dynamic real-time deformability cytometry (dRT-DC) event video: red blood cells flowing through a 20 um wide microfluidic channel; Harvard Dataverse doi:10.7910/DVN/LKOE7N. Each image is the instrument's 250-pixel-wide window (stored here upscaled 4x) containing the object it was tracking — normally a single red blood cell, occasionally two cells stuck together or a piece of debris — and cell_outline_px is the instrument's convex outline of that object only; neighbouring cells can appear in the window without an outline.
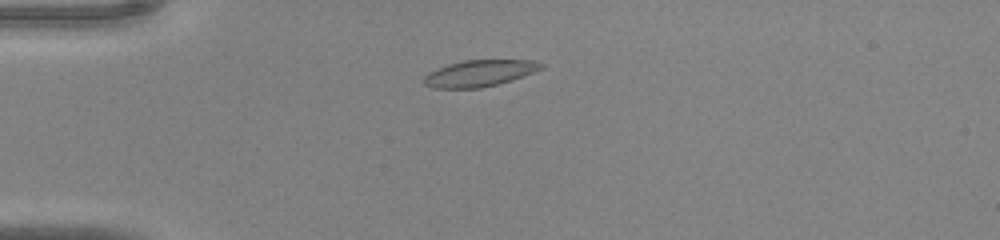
{"species": "common noctule bat (a hibernating species)", "species_latin": "Nyctalus noctula", "temperature_condition": "warm", "stored_images_in_passage": 35, "camera_frame_rate_fps": 3000, "um_per_image_px": 0.085, "animal": {"sex": "male", "body_mass_g": 20.0, "forearm_length_mm": 53.3}, "frame": {"image": 1, "passage_image": 2, "time_ms": 0.333, "image_size_px": [1000, 240], "cell_outline_px": [[544, 68], [512, 80], [480, 88], [432, 88], [424, 84], [424, 76], [428, 72], [448, 64], [464, 60], [532, 60], [544, 64]], "centroid_in_image_um": [40.75, 6.22], "position_along_channel_um": 44.3, "area_um2": 18.03}}
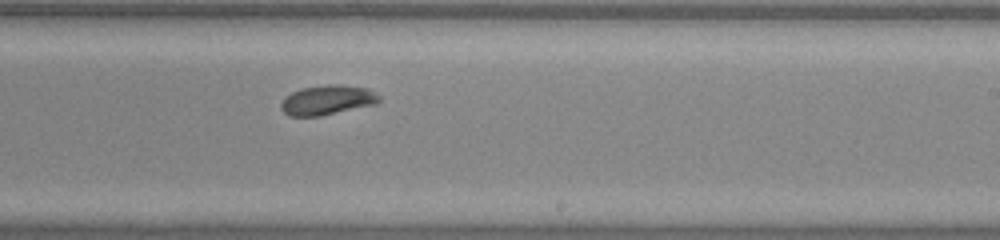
{"frame": {"image": 2, "passage_image": 18, "time_ms": 5.667, "image_size_px": [1000, 240], "cell_outline_px": [[380, 100], [376, 104], [320, 116], [288, 116], [280, 108], [280, 104], [292, 92], [300, 88], [328, 84], [340, 84], [368, 88], [376, 92], [380, 96]], "centroid_in_image_um": [27.85, 8.49], "position_along_channel_um": 261.2, "area_um2": 17.05}}
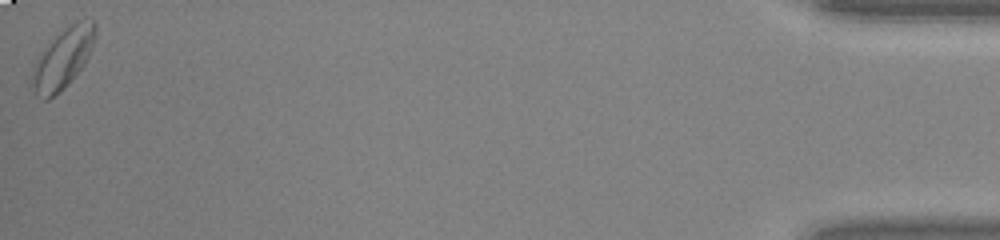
{"frame": {"image": 3, "passage_image": 35, "time_ms": 11.333, "image_size_px": [1000, 240], "cell_outline_px": [[96, 36], [88, 56], [84, 64], [48, 100], [40, 100], [32, 84], [32, 68], [40, 52], [60, 32], [76, 20], [92, 20], [96, 24]], "centroid_in_image_um": [5.34, 4.91], "position_along_channel_um": 429.9, "area_um2": 21.33}}